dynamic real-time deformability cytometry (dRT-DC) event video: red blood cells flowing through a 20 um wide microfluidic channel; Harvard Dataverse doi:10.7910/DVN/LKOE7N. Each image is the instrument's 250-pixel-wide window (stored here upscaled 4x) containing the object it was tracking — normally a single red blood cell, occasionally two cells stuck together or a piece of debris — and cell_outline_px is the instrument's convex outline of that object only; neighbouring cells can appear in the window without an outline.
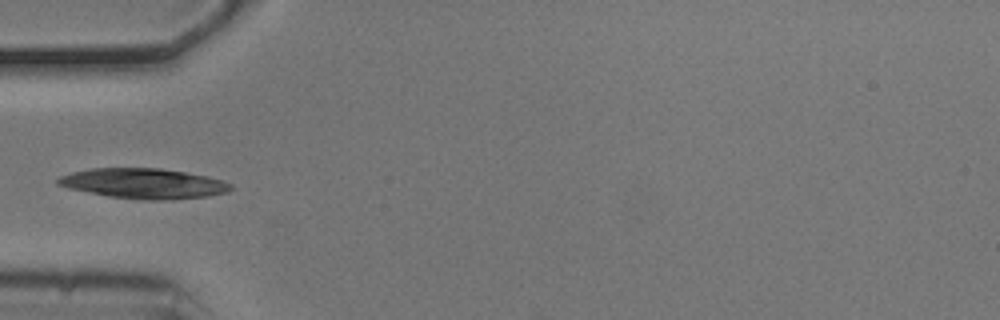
{"species": "common noctule bat (a hibernating species)", "species_latin": "Nyctalus noctula", "temperature_condition": "cold", "stored_images_in_passage": 37, "camera_frame_rate_fps": 3000, "um_per_image_px": 0.085, "animal": {"sex": "male", "body_mass_g": 20.5, "forearm_length_mm": 52.5}, "frame": {"image": 1, "passage_image": 1, "time_ms": 0.0, "image_size_px": [1000, 320], "cell_outline_px": [[232, 188], [228, 192], [208, 196], [168, 200], [140, 200], [108, 196], [68, 188], [56, 184], [56, 180], [60, 176], [72, 172], [92, 168], [160, 168], [208, 176], [232, 184]], "centroid_in_image_um": [12.2, 15.6], "position_along_channel_um": 72.8, "area_um2": 30.4}}
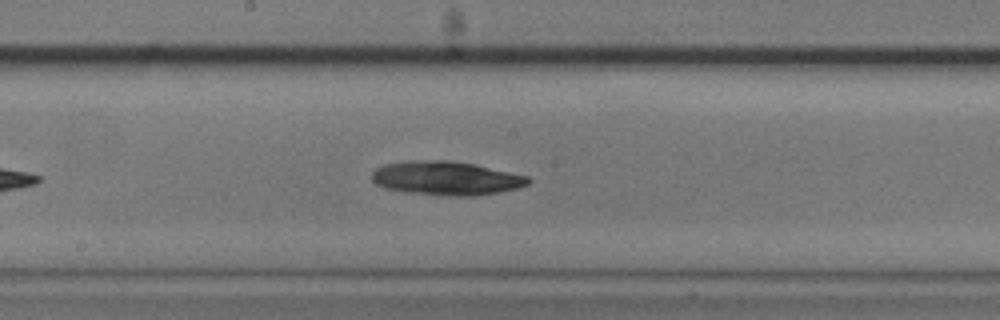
{"frame": {"image": 2, "passage_image": 12, "time_ms": 3.667, "image_size_px": [1000, 320], "cell_outline_px": [[532, 180], [528, 184], [516, 188], [500, 192], [472, 196], [440, 196], [408, 192], [384, 188], [376, 184], [372, 180], [372, 172], [376, 168], [384, 164], [408, 160], [448, 160], [476, 164], [528, 176]], "centroid_in_image_um": [37.92, 15.14], "position_along_channel_um": 210.3, "area_um2": 31.1}}
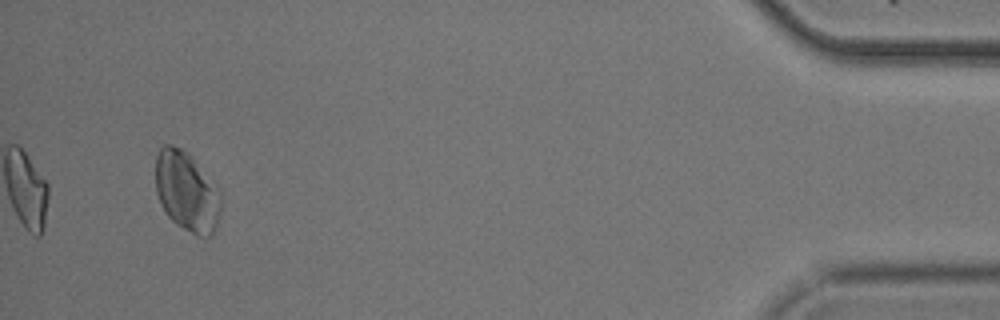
{"frame": {"image": 3, "passage_image": 35, "time_ms": 11.333, "image_size_px": [1000, 320], "cell_outline_px": [[220, 212], [216, 228], [208, 236], [196, 236], [176, 224], [168, 216], [156, 192], [156, 156], [160, 148], [164, 144], [172, 144], [188, 152], [192, 156], [220, 192]], "centroid_in_image_um": [15.86, 16.27], "position_along_channel_um": 419.3, "area_um2": 30.17}}